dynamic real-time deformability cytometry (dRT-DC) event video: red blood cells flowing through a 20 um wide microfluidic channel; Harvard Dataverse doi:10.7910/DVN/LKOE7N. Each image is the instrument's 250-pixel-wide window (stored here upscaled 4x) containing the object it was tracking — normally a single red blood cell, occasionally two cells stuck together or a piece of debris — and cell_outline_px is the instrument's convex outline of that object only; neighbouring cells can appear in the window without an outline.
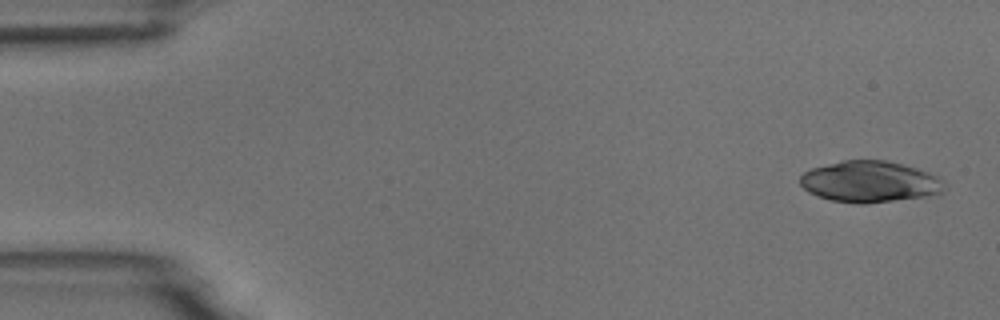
{"species": "common noctule bat (a hibernating species)", "species_latin": "Nyctalus noctula", "temperature_condition": "room temperature", "stored_images_in_passage": 52, "camera_frame_rate_fps": 3000, "um_per_image_px": 0.085, "animal": {"sex": "male", "body_mass_g": 18.8}, "frame": {"image": 1, "passage_image": 1, "time_ms": 0.0, "image_size_px": [1000, 320], "cell_outline_px": [[948, 188], [936, 196], [864, 204], [856, 204], [832, 200], [816, 196], [808, 192], [800, 184], [800, 176], [804, 172], [812, 168], [844, 160], [884, 160], [916, 168], [928, 172], [944, 180]], "centroid_in_image_um": [73.99, 15.47], "position_along_channel_um": 11.0, "area_um2": 35.14}}